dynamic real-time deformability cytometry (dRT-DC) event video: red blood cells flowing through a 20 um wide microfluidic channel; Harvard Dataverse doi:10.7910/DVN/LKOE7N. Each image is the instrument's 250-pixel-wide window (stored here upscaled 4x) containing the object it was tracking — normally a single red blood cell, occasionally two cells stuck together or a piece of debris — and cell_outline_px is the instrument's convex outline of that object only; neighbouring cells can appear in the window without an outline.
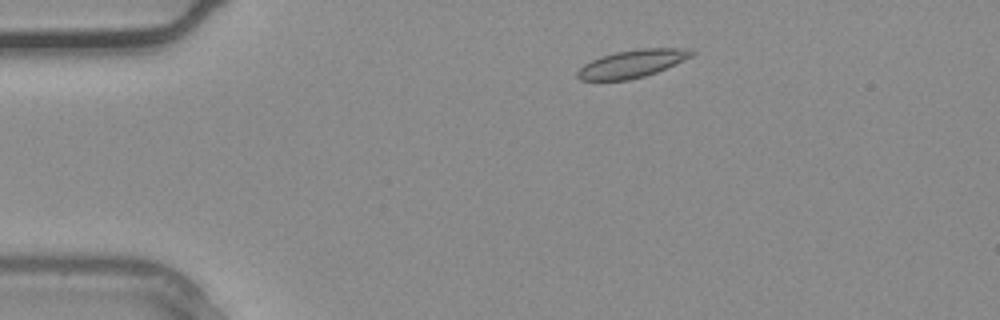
{"species": "common noctule bat (a hibernating species)", "species_latin": "Nyctalus noctula", "temperature_condition": "warm", "stored_images_in_passage": 30, "camera_frame_rate_fps": 3000, "um_per_image_px": 0.085, "animal": {"sex": "male", "body_mass_g": 20.4}, "frame": {"image": 1, "passage_image": 1, "time_ms": 0.0, "image_size_px": [1000, 320], "cell_outline_px": [[696, 52], [692, 56], [656, 72], [644, 76], [628, 80], [580, 80], [576, 76], [576, 72], [584, 64], [600, 56], [616, 52], [640, 48], [692, 48]], "centroid_in_image_um": [53.73, 5.4], "position_along_channel_um": 31.3, "area_um2": 18.38}}